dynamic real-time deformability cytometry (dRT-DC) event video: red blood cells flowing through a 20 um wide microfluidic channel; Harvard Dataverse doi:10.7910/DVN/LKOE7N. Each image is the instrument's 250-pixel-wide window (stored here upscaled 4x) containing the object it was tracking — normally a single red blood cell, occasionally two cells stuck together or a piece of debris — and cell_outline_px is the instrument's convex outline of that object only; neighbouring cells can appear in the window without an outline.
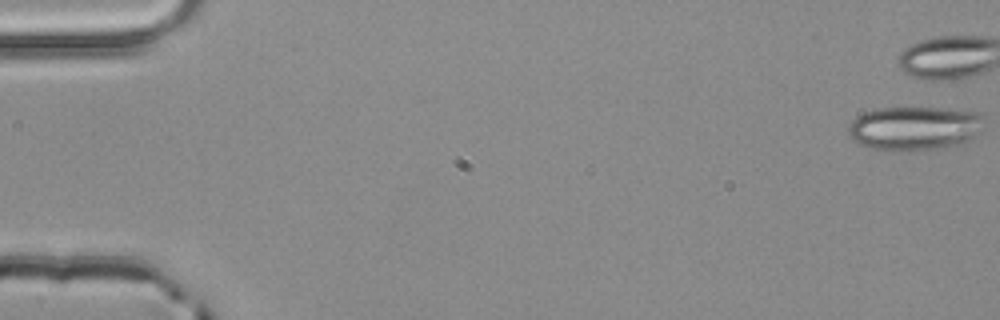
{"species": "common noctule bat (a hibernating species)", "species_latin": "Nyctalus noctula", "temperature_condition": "room temperature", "stored_images_in_passage": 5, "camera_frame_rate_fps": 3000, "um_per_image_px": 0.085, "animal": {"sex": "male", "body_mass_g": 20.4}, "frame": {"image": 1, "passage_image": 1, "time_ms": 0.0, "image_size_px": [1000, 320], "cell_outline_px": [[984, 128], [980, 132], [964, 144], [948, 148], [912, 152], [908, 152], [872, 148], [860, 144], [852, 140], [848, 136], [848, 124], [856, 116], [864, 112], [880, 108], [940, 108], [980, 112], [984, 116]], "centroid_in_image_um": [77.78, 10.92], "position_along_channel_um": 7.2, "area_um2": 35.72}}